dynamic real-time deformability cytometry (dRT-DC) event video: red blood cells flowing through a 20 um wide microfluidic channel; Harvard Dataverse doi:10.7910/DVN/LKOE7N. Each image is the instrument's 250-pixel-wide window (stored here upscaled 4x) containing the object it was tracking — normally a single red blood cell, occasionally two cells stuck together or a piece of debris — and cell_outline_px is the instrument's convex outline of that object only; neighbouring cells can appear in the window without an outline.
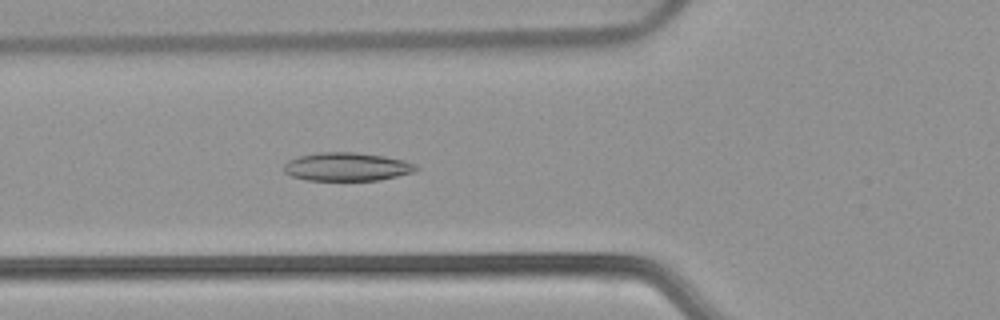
{"species": "common noctule bat (a hibernating species)", "species_latin": "Nyctalus noctula", "temperature_condition": "warm", "stored_images_in_passage": 54, "camera_frame_rate_fps": 3000, "um_per_image_px": 0.085, "animal": {"sex": "female", "body_mass_g": 22.7, "forearm_length_mm": 54.2}, "frame": {"image": 1, "passage_image": 20, "time_ms": 6.333, "image_size_px": [1000, 320], "cell_outline_px": [[420, 168], [412, 172], [380, 180], [304, 180], [292, 176], [284, 172], [284, 164], [288, 160], [300, 156], [316, 152], [356, 152], [384, 156], [404, 160], [416, 164]], "centroid_in_image_um": [29.48, 14.17], "position_along_channel_um": 96.3, "area_um2": 21.91}}
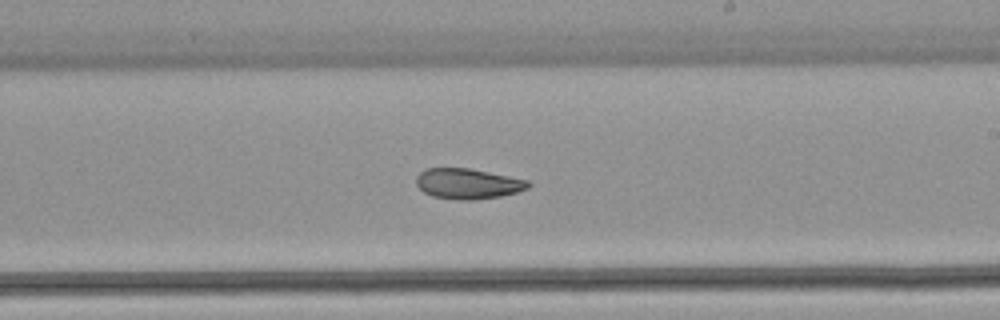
{"frame": {"image": 2, "passage_image": 32, "time_ms": 10.333, "image_size_px": [1000, 320], "cell_outline_px": [[532, 184], [528, 188], [516, 192], [500, 196], [476, 200], [456, 200], [432, 196], [424, 192], [416, 184], [416, 176], [424, 168], [468, 168], [528, 180]], "centroid_in_image_um": [39.74, 15.62], "position_along_channel_um": 249.3, "area_um2": 19.88}}
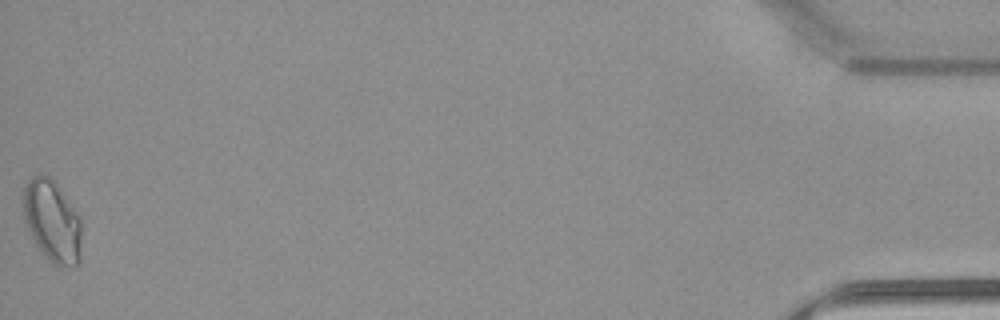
{"frame": {"image": 3, "passage_image": 54, "time_ms": 17.667, "image_size_px": [1000, 320], "cell_outline_px": [[80, 264], [72, 268], [60, 268], [52, 264], [36, 248], [24, 220], [24, 188], [28, 180], [32, 176], [40, 172], [48, 176], [52, 180], [80, 216]], "centroid_in_image_um": [4.43, 18.87], "position_along_channel_um": 430.8, "area_um2": 28.09}, "authors_computed_cell_mechanics": {"area_um2": 22.3975, "velocity_mm_per_s": 3.8138, "shape_relaxation_time_tau1_ms": null, "shape_relaxation_time_tau2_ms": 4.3025, "deformation_change_tau1": null, "deformation_change_tau2": 0.0932}}